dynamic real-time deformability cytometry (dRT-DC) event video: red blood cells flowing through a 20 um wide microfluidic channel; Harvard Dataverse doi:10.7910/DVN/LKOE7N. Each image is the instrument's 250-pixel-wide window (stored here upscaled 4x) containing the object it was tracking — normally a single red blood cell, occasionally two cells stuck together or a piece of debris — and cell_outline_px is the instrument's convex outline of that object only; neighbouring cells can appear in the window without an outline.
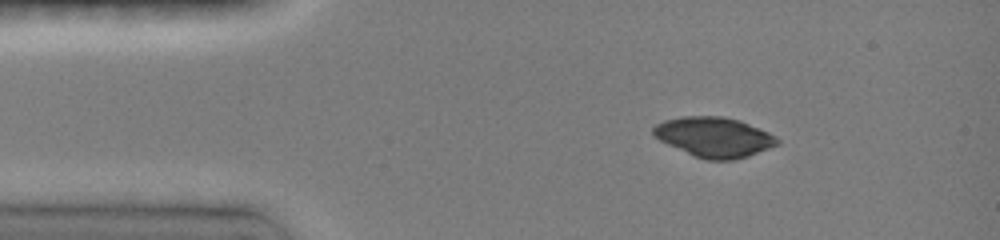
{"species": "common noctule bat (a hibernating species)", "species_latin": "Nyctalus noctula", "temperature_condition": "room temperature", "stored_images_in_passage": 32, "camera_frame_rate_fps": 3000, "um_per_image_px": 0.085, "animal": {"sex": "female", "body_mass_g": 19.0, "forearm_length_mm": 51.5}, "frame": {"image": 1, "passage_image": 1, "time_ms": 0.0, "image_size_px": [1000, 240], "cell_outline_px": [[780, 144], [748, 156], [736, 160], [708, 160], [696, 156], [668, 144], [660, 140], [652, 132], [652, 128], [656, 124], [664, 120], [684, 116], [720, 116], [740, 120], [768, 132], [776, 136], [780, 140]], "centroid_in_image_um": [60.73, 11.65], "position_along_channel_um": 24.3, "area_um2": 28.67}}
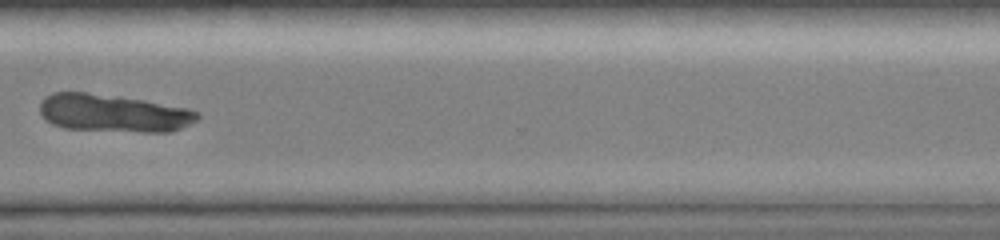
{"frame": {"image": 2, "passage_image": 24, "time_ms": 9.667, "image_size_px": [1000, 240], "cell_outline_px": [[200, 116], [196, 120], [172, 132], [144, 132], [64, 128], [52, 124], [40, 112], [40, 104], [44, 96], [52, 92], [84, 92], [120, 96], [144, 100], [188, 108], [200, 112]], "centroid_in_image_um": [9.64, 9.61], "position_along_channel_um": 361.0, "area_um2": 34.62}}
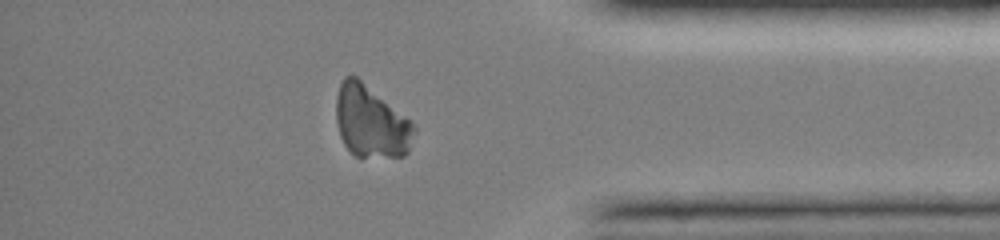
{"frame": {"image": 3, "passage_image": 27, "time_ms": 11.0, "image_size_px": [1000, 240], "cell_outline_px": [[416, 132], [408, 152], [404, 156], [356, 156], [344, 144], [340, 136], [336, 120], [336, 96], [340, 84], [344, 76], [356, 76], [408, 120], [416, 128]], "centroid_in_image_um": [31.5, 10.36], "position_along_channel_um": 403.7, "area_um2": 32.02}}